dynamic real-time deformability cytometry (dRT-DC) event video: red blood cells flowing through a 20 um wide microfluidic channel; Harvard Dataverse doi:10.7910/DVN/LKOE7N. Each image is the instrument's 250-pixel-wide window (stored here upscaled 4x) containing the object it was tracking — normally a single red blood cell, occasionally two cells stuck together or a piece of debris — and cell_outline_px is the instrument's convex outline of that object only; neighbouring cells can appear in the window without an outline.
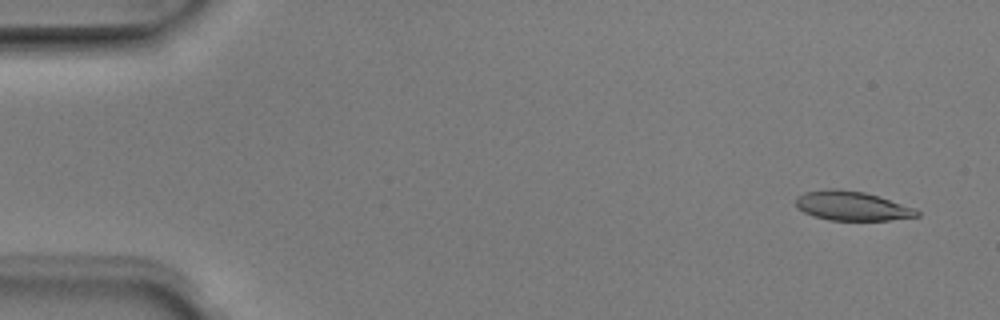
{"species": "Egyptian fruit bat (a non-hibernating species)", "species_latin": "Rousettus aegyptiacus", "temperature_condition": "room temperature", "stored_images_in_passage": 5, "camera_frame_rate_fps": 3000, "um_per_image_px": 0.085, "animal": {"sex": "male"}, "frame": {"image": 1, "passage_image": 1, "time_ms": 0.0, "image_size_px": [1000, 320], "cell_outline_px": [[920, 216], [888, 220], [828, 220], [812, 216], [796, 208], [796, 196], [804, 192], [828, 188], [840, 188], [864, 192], [916, 208], [920, 212]], "centroid_in_image_um": [72.38, 17.49], "position_along_channel_um": 12.6, "area_um2": 20.87}}
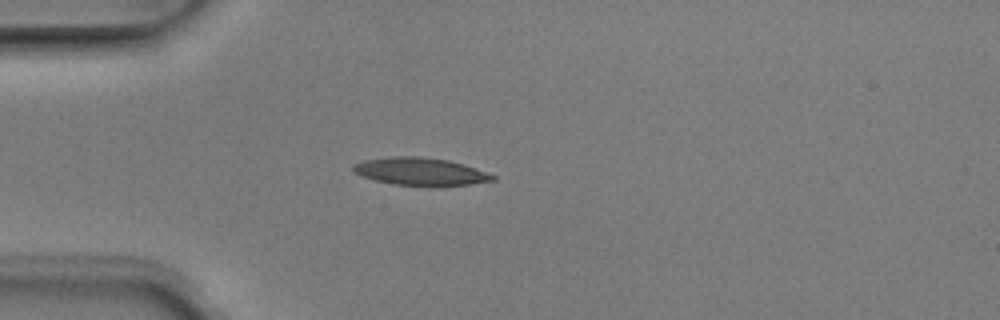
{"frame": {"image": 2, "passage_image": 4, "time_ms": 1.0, "image_size_px": [1000, 320], "cell_outline_px": [[496, 180], [468, 184], [392, 184], [376, 180], [364, 176], [356, 172], [352, 168], [352, 164], [364, 160], [388, 156], [420, 156], [448, 160], [464, 164], [496, 176]], "centroid_in_image_um": [35.7, 14.54], "position_along_channel_um": 49.3, "area_um2": 21.79}}